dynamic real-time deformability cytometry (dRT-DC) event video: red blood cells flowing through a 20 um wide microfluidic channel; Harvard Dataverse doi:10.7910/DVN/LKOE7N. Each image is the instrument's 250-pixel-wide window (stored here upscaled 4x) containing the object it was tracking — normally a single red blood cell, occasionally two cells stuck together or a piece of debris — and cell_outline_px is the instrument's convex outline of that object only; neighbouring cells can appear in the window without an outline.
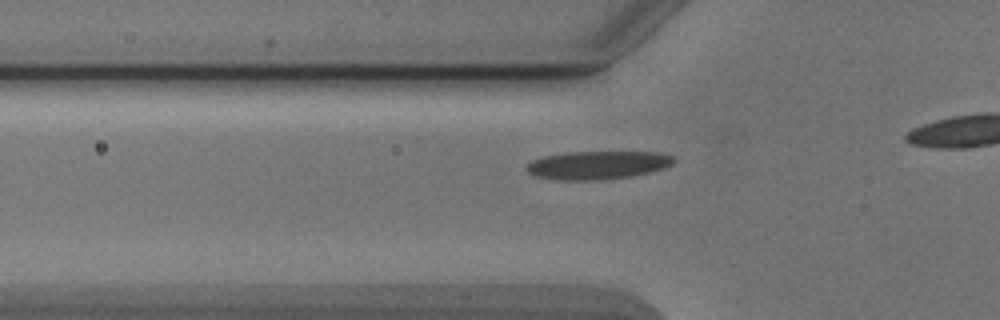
{"species": "Egyptian fruit bat (a non-hibernating species)", "species_latin": "Rousettus aegyptiacus", "temperature_condition": "cold", "stored_images_in_passage": 14, "camera_frame_rate_fps": 3000, "um_per_image_px": 0.085, "animal": {"sex": "male"}, "frame": {"image": 1, "passage_image": 8, "time_ms": 2.333, "image_size_px": [1000, 320], "cell_outline_px": [[676, 160], [672, 164], [664, 168], [648, 172], [628, 176], [604, 180], [556, 180], [536, 176], [528, 172], [528, 164], [532, 160], [544, 156], [568, 152], [656, 152], [672, 156]], "centroid_in_image_um": [50.79, 14.03], "position_along_channel_um": 75.0, "area_um2": 24.04}}
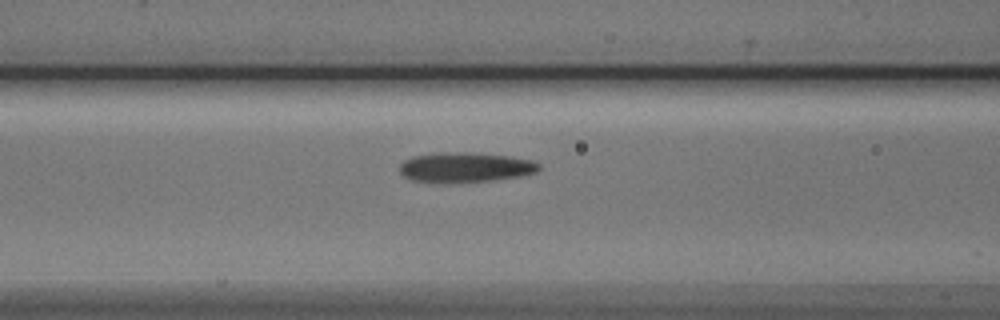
{"frame": {"image": 2, "passage_image": 12, "time_ms": 3.667, "image_size_px": [1000, 320], "cell_outline_px": [[540, 168], [536, 172], [520, 176], [496, 180], [440, 184], [412, 180], [404, 176], [400, 172], [400, 164], [404, 160], [412, 156], [436, 152], [464, 152], [508, 156], [532, 160], [540, 164]], "centroid_in_image_um": [39.51, 14.23], "position_along_channel_um": 127.1, "area_um2": 24.68}}